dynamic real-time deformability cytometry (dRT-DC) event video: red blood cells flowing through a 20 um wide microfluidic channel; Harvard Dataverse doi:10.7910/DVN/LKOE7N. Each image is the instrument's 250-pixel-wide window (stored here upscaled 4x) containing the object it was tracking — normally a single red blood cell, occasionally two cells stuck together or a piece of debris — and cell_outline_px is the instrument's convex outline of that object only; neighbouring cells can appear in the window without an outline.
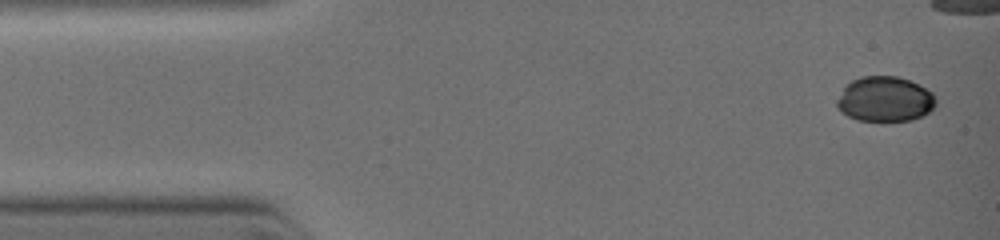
{"species": "common noctule bat (a hibernating species)", "species_latin": "Nyctalus noctula", "temperature_condition": "warm", "stored_images_in_passage": 17, "segment_of_instrument_passage": [1, 2], "camera_frame_rate_fps": 3000, "um_per_image_px": 0.085, "animal": {"sex": "female", "body_mass_g": 19.0, "forearm_length_mm": 51.5}, "frame": {"image": 1, "passage_image": 1, "time_ms": 0.0, "image_size_px": [1000, 240], "cell_outline_px": [[936, 104], [924, 116], [912, 120], [860, 120], [848, 116], [840, 112], [836, 108], [836, 100], [844, 88], [852, 80], [860, 76], [896, 76], [920, 84], [932, 92], [936, 100]], "centroid_in_image_um": [75.22, 8.42], "position_along_channel_um": 9.8, "area_um2": 26.01}}
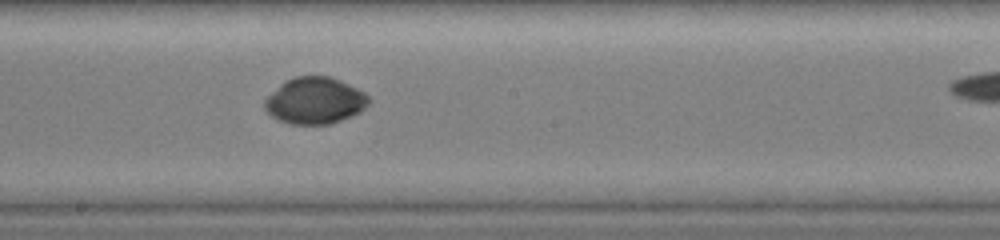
{"frame": {"image": 2, "passage_image": 14, "time_ms": 5.667, "image_size_px": [1000, 240], "cell_outline_px": [[372, 100], [360, 112], [352, 116], [332, 124], [292, 124], [280, 120], [272, 116], [264, 108], [264, 100], [280, 84], [296, 76], [332, 76], [364, 92]], "centroid_in_image_um": [26.79, 8.56], "position_along_channel_um": 221.4, "area_um2": 28.21}}
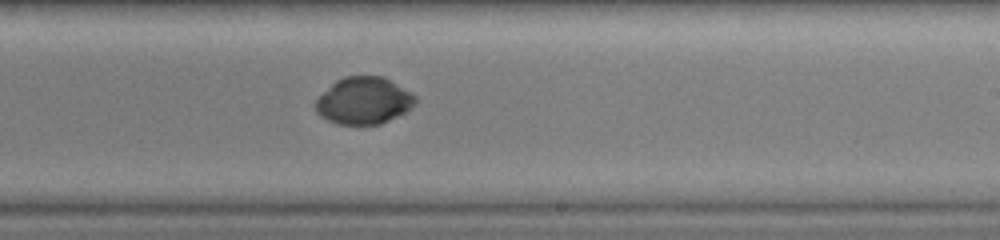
{"frame": {"image": 3, "passage_image": 16, "time_ms": 6.333, "image_size_px": [1000, 240], "cell_outline_px": [[416, 104], [404, 112], [380, 124], [336, 124], [320, 116], [316, 112], [316, 100], [336, 80], [344, 76], [384, 76], [412, 92], [416, 96]], "centroid_in_image_um": [30.94, 8.55], "position_along_channel_um": 258.1, "area_um2": 27.22}}